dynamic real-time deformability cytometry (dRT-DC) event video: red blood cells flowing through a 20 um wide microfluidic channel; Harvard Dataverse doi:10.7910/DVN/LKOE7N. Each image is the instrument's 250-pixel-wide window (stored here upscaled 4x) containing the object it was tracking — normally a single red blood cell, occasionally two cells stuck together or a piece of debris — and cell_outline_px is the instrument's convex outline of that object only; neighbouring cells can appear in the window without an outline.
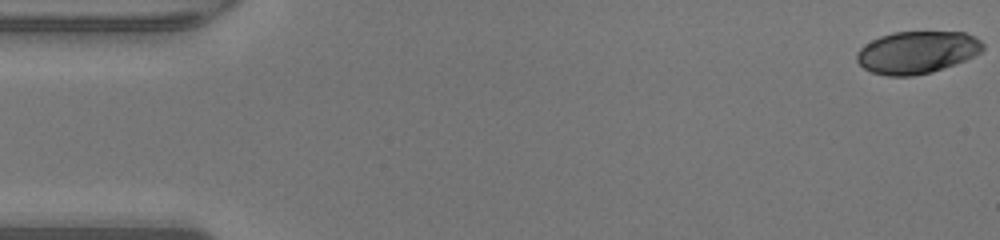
{"species": "human", "species_latin": "Homo sapiens", "temperature_condition": "warm", "stored_images_in_passage": 48, "camera_frame_rate_fps": 3000, "um_per_image_px": 0.085, "donor": {"sex": "male"}, "frame": {"image": 1, "passage_image": 1, "time_ms": 0.0, "image_size_px": [1000, 240], "cell_outline_px": [[984, 48], [980, 52], [956, 64], [932, 72], [912, 76], [888, 76], [872, 72], [864, 68], [856, 60], [856, 52], [864, 44], [880, 36], [892, 32], [964, 32], [976, 36], [984, 44]], "centroid_in_image_um": [77.93, 4.44], "position_along_channel_um": 7.1, "area_um2": 31.21}}
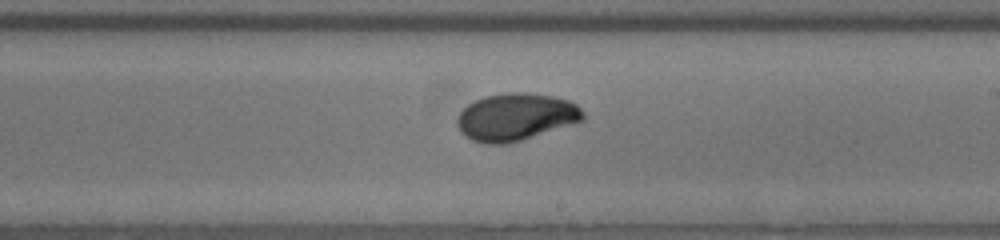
{"frame": {"image": 2, "passage_image": 28, "time_ms": 9.0, "image_size_px": [1000, 240], "cell_outline_px": [[584, 120], [520, 140], [504, 144], [484, 144], [472, 140], [464, 136], [460, 132], [456, 124], [456, 120], [460, 112], [468, 104], [484, 96], [508, 92], [524, 92], [552, 96], [568, 100], [576, 104], [584, 112]], "centroid_in_image_um": [43.81, 9.94], "position_along_channel_um": 245.2, "area_um2": 34.62}}
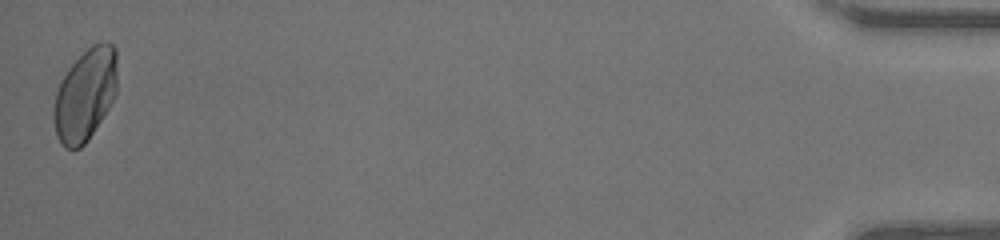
{"frame": {"image": 3, "passage_image": 48, "time_ms": 15.667, "image_size_px": [1000, 240], "cell_outline_px": [[116, 92], [108, 108], [88, 140], [80, 148], [64, 148], [60, 144], [56, 136], [52, 116], [52, 108], [56, 92], [60, 80], [68, 68], [92, 44], [100, 40], [104, 40], [112, 44], [116, 48]], "centroid_in_image_um": [7.21, 8.05], "position_along_channel_um": 428.0, "area_um2": 34.33}, "authors_computed_cell_mechanics": {"area_um2": 33.0616, "velocity_mm_per_s": 4.3055, "shape_relaxation_time_tau1_ms": 4.3497, "shape_relaxation_time_tau2_ms": 1.0255, "deformation_change_tau1": 0.1946, "deformation_change_tau2": 0.0367}}